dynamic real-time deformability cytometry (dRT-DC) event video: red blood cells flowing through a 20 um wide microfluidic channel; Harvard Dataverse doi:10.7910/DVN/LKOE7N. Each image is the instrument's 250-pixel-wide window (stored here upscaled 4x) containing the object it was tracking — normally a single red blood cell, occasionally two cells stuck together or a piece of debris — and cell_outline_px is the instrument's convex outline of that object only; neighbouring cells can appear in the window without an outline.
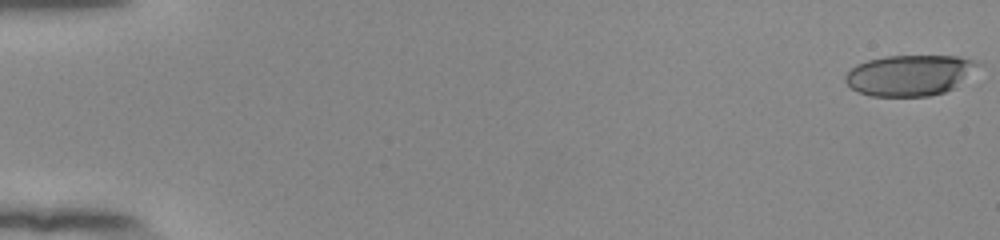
{"species": "human", "species_latin": "Homo sapiens", "temperature_condition": "room temperature", "stored_images_in_passage": 53, "camera_frame_rate_fps": 3000, "um_per_image_px": 0.085, "donor": {"sex": "female"}, "frame": {"image": 1, "passage_image": 1, "time_ms": 0.0, "image_size_px": [1000, 240], "cell_outline_px": [[984, 64], [956, 88], [944, 92], [928, 96], [872, 96], [860, 92], [852, 88], [844, 80], [844, 76], [856, 64], [868, 60], [888, 56], [960, 56]], "centroid_in_image_um": [77.39, 6.39], "position_along_channel_um": 7.6, "area_um2": 31.73}}
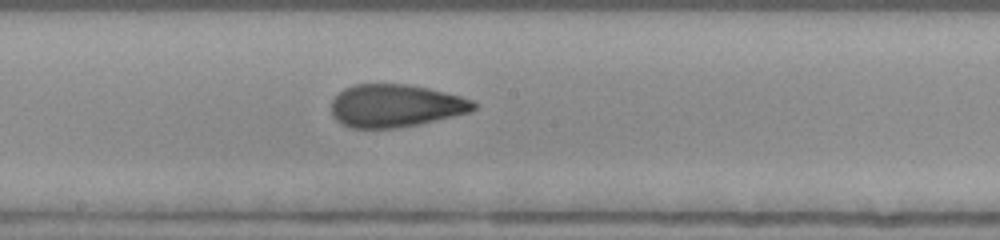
{"frame": {"image": 2, "passage_image": 31, "time_ms": 10.0, "image_size_px": [1000, 240], "cell_outline_px": [[476, 108], [472, 112], [420, 124], [396, 128], [352, 128], [340, 124], [332, 116], [332, 100], [344, 88], [352, 84], [408, 84], [428, 88], [460, 96], [472, 100], [476, 104]], "centroid_in_image_um": [33.61, 8.99], "position_along_channel_um": 214.6, "area_um2": 35.66}}
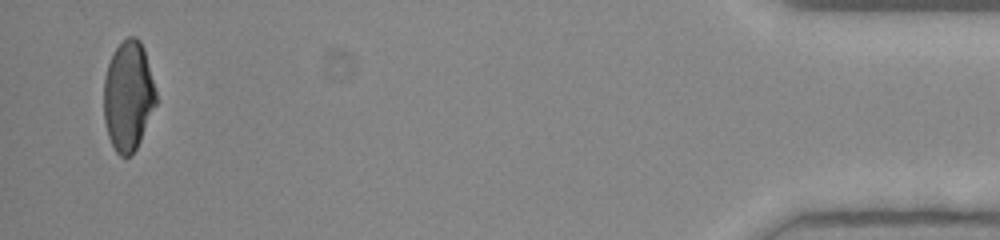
{"frame": {"image": 3, "passage_image": 53, "time_ms": 17.333, "image_size_px": [1000, 240], "cell_outline_px": [[156, 104], [140, 140], [136, 148], [128, 156], [120, 156], [116, 152], [108, 136], [104, 120], [104, 76], [112, 52], [128, 36], [136, 36], [140, 40], [144, 48], [156, 92]], "centroid_in_image_um": [10.89, 8.13], "position_along_channel_um": 424.3, "area_um2": 33.23}, "authors_computed_cell_mechanics": {"area_um2": 34.7956, "velocity_mm_per_s": 3.9098, "shape_relaxation_time_tau1_ms": 9.0974, "shape_relaxation_time_tau2_ms": 1.4589, "deformation_change_tau1": 0.2619, "deformation_change_tau2": 0.0846}}